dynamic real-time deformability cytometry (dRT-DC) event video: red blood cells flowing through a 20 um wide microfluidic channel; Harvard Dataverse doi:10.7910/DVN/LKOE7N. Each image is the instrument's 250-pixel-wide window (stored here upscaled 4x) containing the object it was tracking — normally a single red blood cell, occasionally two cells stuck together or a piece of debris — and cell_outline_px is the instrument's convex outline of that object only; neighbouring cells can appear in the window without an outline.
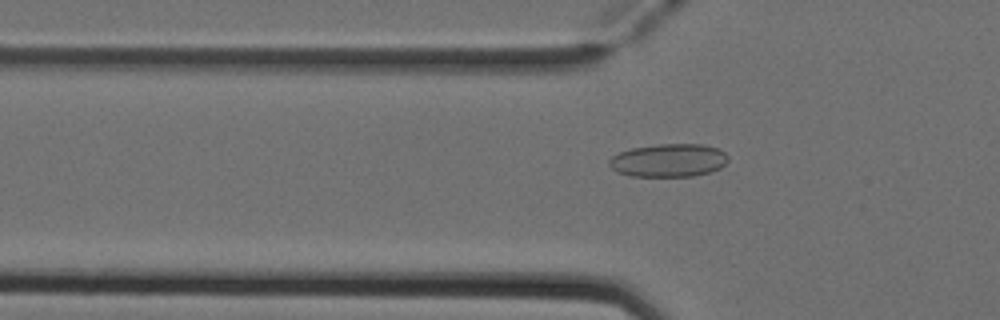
{"species": "Egyptian fruit bat (a non-hibernating species)", "species_latin": "Rousettus aegyptiacus", "temperature_condition": "cold", "stored_images_in_passage": 52, "camera_frame_rate_fps": 3000, "um_per_image_px": 0.085, "animal": {"sex": "female"}, "frame": {"image": 1, "passage_image": 17, "time_ms": 5.333, "image_size_px": [1000, 320], "cell_outline_px": [[728, 160], [720, 168], [708, 172], [692, 176], [632, 176], [616, 172], [608, 164], [608, 160], [612, 156], [620, 152], [632, 148], [660, 144], [704, 144], [720, 148], [728, 156]], "centroid_in_image_um": [56.84, 13.62], "position_along_channel_um": 69.0, "area_um2": 23.0}}
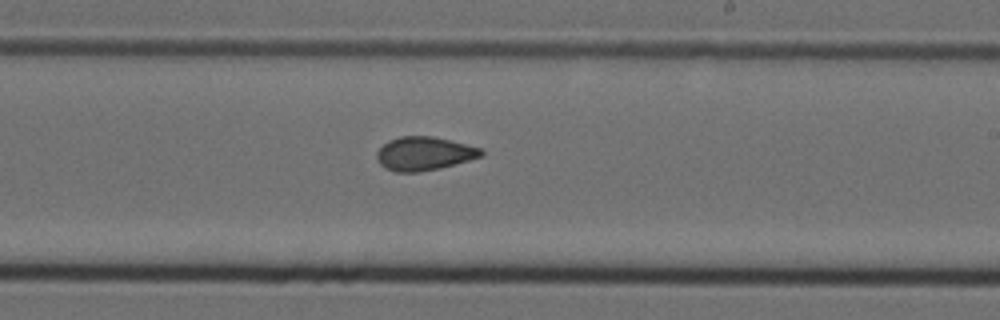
{"frame": {"image": 2, "passage_image": 31, "time_ms": 10.0, "image_size_px": [1000, 320], "cell_outline_px": [[484, 156], [440, 168], [420, 172], [396, 172], [384, 168], [376, 160], [376, 152], [388, 140], [400, 136], [432, 136], [480, 148], [484, 152]], "centroid_in_image_um": [36.02, 13.06], "position_along_channel_um": 253.0, "area_um2": 20.46}}
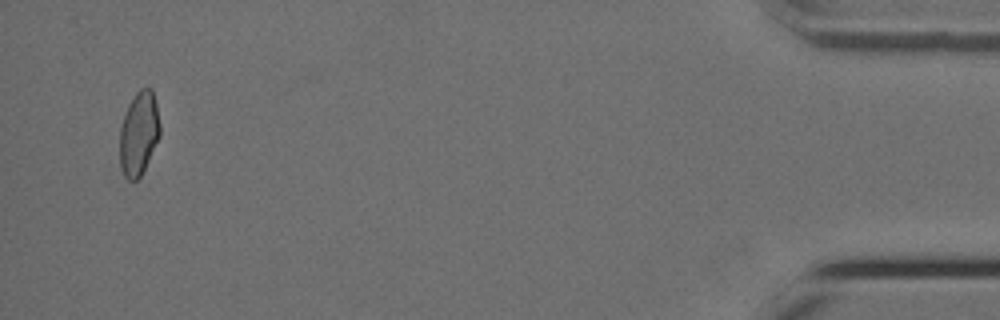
{"frame": {"image": 3, "passage_image": 50, "time_ms": 16.333, "image_size_px": [1000, 320], "cell_outline_px": [[160, 136], [140, 176], [136, 180], [128, 180], [124, 176], [120, 168], [120, 128], [128, 104], [136, 92], [140, 88], [152, 88], [156, 104], [160, 124]], "centroid_in_image_um": [11.79, 11.33], "position_along_channel_um": 423.4, "area_um2": 19.54}, "authors_computed_cell_mechanics": {"area_um2": 20.5768, "velocity_mm_per_s": 3.9368, "shape_relaxation_time_tau1_ms": null, "shape_relaxation_time_tau2_ms": 2.3059, "deformation_change_tau1": null, "deformation_change_tau2": 0.0685}}